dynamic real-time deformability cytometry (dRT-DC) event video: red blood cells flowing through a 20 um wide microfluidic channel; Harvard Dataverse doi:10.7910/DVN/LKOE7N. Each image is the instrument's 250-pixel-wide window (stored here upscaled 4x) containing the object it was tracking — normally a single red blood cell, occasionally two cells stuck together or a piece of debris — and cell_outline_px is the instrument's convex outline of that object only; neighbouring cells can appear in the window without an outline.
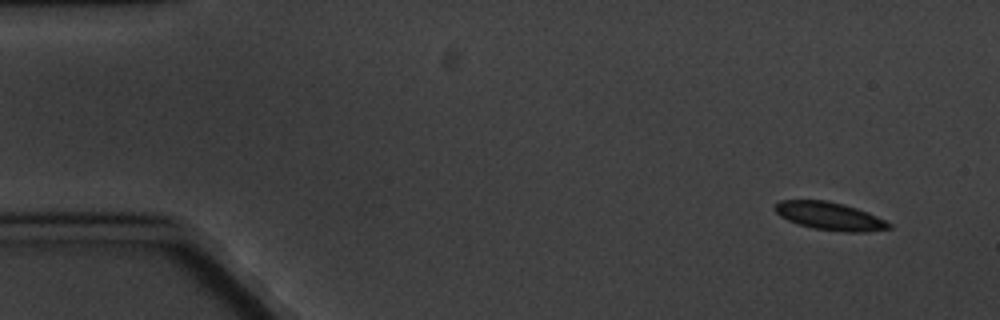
{"species": "common noctule bat (a hibernating species)", "species_latin": "Nyctalus noctula", "temperature_condition": "cold", "stored_images_in_passage": 8, "camera_frame_rate_fps": 3000, "um_per_image_px": 0.085, "animal": {"sex": "male", "body_mass_g": 20.1, "forearm_length_mm": 53.5}, "frame": {"image": 1, "passage_image": 1, "time_ms": 0.0, "image_size_px": [1000, 320], "cell_outline_px": [[892, 228], [868, 232], [844, 232], [812, 228], [788, 220], [780, 216], [772, 208], [780, 200], [828, 200], [844, 204], [868, 212], [892, 224]], "centroid_in_image_um": [70.53, 18.37], "position_along_channel_um": 14.5, "area_um2": 18.61}}
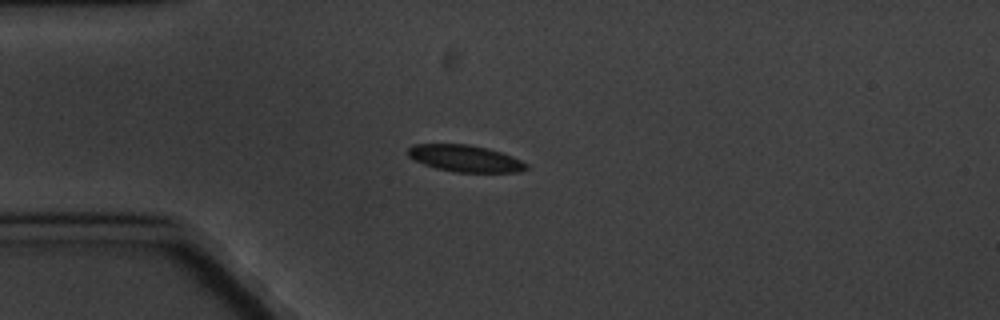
{"frame": {"image": 2, "passage_image": 4, "time_ms": 3.667, "image_size_px": [1000, 320], "cell_outline_px": [[528, 168], [520, 172], [456, 172], [436, 168], [424, 164], [408, 156], [408, 148], [412, 144], [468, 144], [488, 148], [512, 156], [528, 164]], "centroid_in_image_um": [39.54, 13.46], "position_along_channel_um": 45.5, "area_um2": 18.38}}